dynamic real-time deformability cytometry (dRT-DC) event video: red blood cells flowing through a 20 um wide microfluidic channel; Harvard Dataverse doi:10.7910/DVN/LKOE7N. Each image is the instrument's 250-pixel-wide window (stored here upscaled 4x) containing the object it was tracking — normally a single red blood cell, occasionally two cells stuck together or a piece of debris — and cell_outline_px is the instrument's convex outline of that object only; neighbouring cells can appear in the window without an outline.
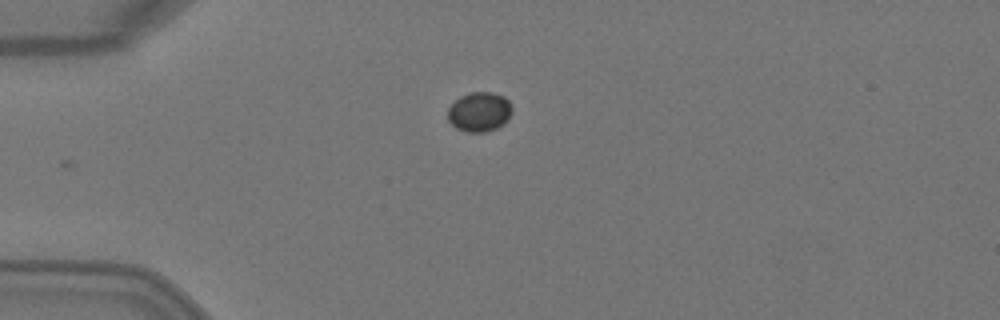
{"species": "Egyptian fruit bat (a non-hibernating species)", "species_latin": "Rousettus aegyptiacus", "temperature_condition": "warm", "stored_images_in_passage": 4, "camera_frame_rate_fps": 3000, "um_per_image_px": 0.085, "animal": {"sex": "female"}, "frame": {"image": 1, "passage_image": 4, "time_ms": 1.0, "image_size_px": [1000, 320], "cell_outline_px": [[512, 112], [508, 120], [504, 124], [496, 128], [484, 132], [468, 132], [456, 128], [448, 120], [448, 108], [460, 96], [468, 92], [492, 92], [504, 96], [512, 104]], "centroid_in_image_um": [40.77, 9.5], "position_along_channel_um": 44.2, "area_um2": 14.97}}